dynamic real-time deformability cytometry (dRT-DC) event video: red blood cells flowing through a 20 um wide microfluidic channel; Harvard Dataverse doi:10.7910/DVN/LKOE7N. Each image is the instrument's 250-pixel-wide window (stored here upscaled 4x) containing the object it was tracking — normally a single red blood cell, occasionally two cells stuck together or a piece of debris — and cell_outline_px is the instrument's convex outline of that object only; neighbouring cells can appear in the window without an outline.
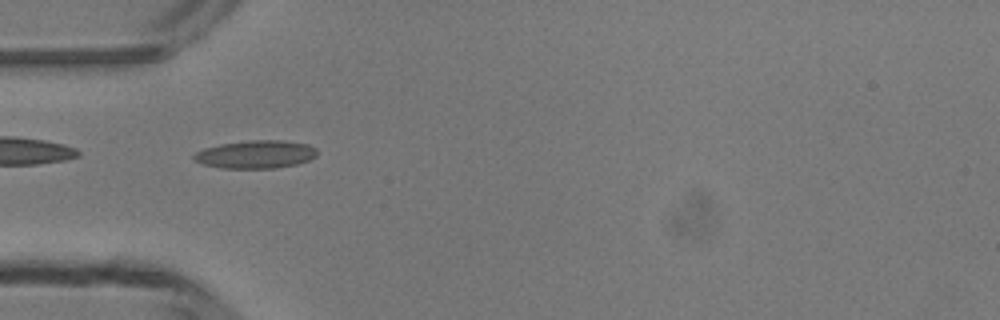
{"species": "common noctule bat (a hibernating species)", "species_latin": "Nyctalus noctula", "temperature_condition": "room temperature", "stored_images_in_passage": 3, "camera_frame_rate_fps": 3000, "um_per_image_px": 0.085, "animal": {"sex": "male", "body_mass_g": 13.3}, "frame": {"image": 1, "passage_image": 2, "time_ms": 1.333, "image_size_px": [1000, 320], "cell_outline_px": [[316, 156], [308, 160], [296, 164], [276, 168], [220, 168], [204, 164], [192, 160], [192, 156], [196, 152], [204, 148], [220, 144], [248, 140], [280, 140], [308, 144], [316, 148]], "centroid_in_image_um": [21.71, 13.12], "position_along_channel_um": 63.3, "area_um2": 20.11}}
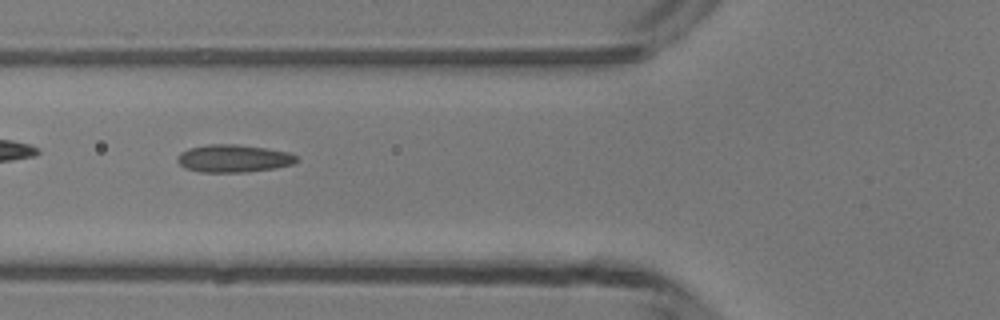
{"frame": {"image": 2, "passage_image": 3, "time_ms": 2.333, "image_size_px": [1000, 320], "cell_outline_px": [[296, 160], [292, 164], [276, 168], [244, 172], [200, 172], [184, 168], [176, 160], [176, 156], [180, 152], [188, 148], [208, 144], [236, 144], [268, 148], [288, 152], [296, 156]], "centroid_in_image_um": [19.8, 13.46], "position_along_channel_um": 106.0, "area_um2": 19.31}}